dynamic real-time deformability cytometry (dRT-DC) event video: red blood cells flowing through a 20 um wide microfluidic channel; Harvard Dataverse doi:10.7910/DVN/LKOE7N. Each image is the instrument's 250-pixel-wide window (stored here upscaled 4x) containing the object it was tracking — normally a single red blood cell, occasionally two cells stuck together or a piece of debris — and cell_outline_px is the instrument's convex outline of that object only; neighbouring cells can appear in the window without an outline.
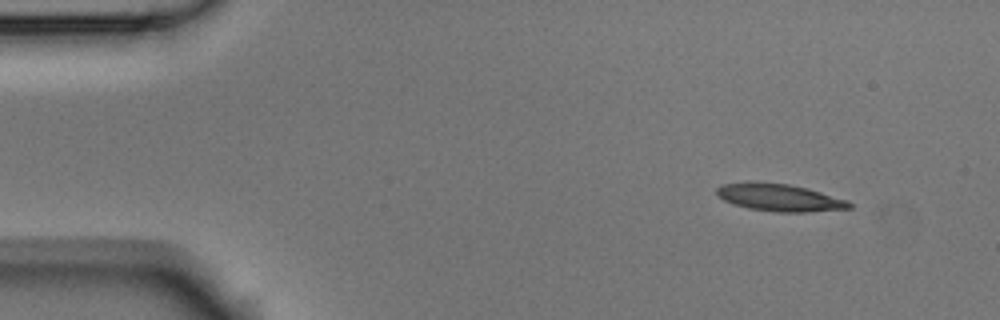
{"species": "Egyptian fruit bat (a non-hibernating species)", "species_latin": "Rousettus aegyptiacus", "temperature_condition": "room temperature", "stored_images_in_passage": 4, "camera_frame_rate_fps": 3000, "um_per_image_px": 0.085, "animal": {"sex": "male"}, "frame": {"image": 1, "passage_image": 1, "time_ms": 0.0, "image_size_px": [1000, 320], "cell_outline_px": [[852, 208], [808, 212], [776, 212], [748, 208], [724, 200], [716, 192], [716, 188], [720, 184], [748, 180], [756, 180], [788, 184], [808, 188], [848, 200], [852, 204]], "centroid_in_image_um": [66.24, 16.76], "position_along_channel_um": 18.8, "area_um2": 21.5}}
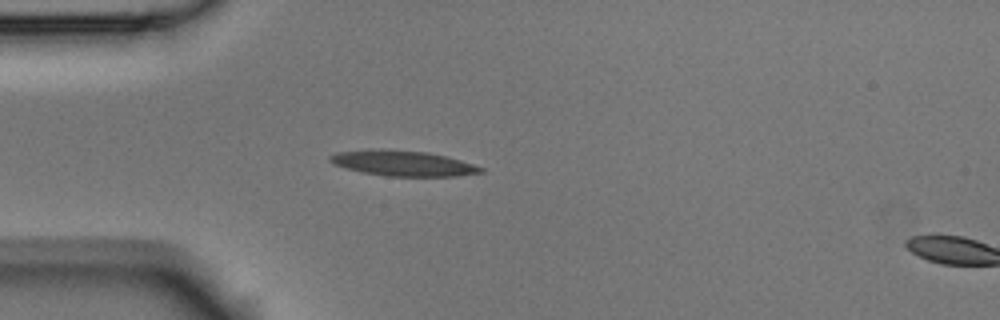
{"frame": {"image": 2, "passage_image": 3, "time_ms": 0.667, "image_size_px": [1000, 320], "cell_outline_px": [[484, 172], [456, 176], [388, 176], [360, 172], [332, 164], [328, 160], [328, 156], [336, 152], [428, 152], [460, 160], [484, 168]], "centroid_in_image_um": [34.3, 13.94], "position_along_channel_um": 50.7, "area_um2": 21.1}}